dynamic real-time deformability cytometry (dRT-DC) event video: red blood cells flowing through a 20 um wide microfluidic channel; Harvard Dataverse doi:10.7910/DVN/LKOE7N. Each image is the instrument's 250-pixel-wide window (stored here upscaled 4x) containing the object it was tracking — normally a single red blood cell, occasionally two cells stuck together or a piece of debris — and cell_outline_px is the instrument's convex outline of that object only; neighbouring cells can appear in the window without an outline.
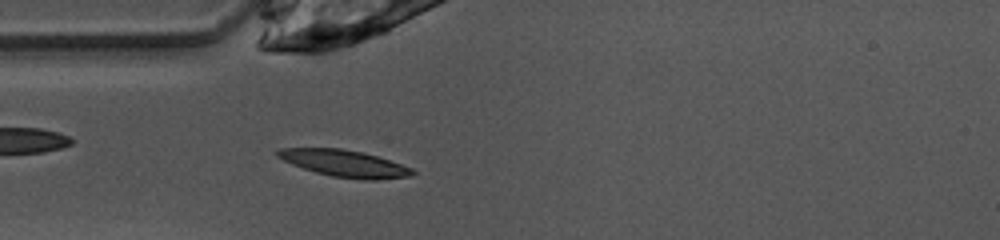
{"species": "common noctule bat (a hibernating species)", "species_latin": "Nyctalus noctula", "temperature_condition": "warm", "stored_images_in_passage": 38, "camera_frame_rate_fps": 3000, "um_per_image_px": 0.085, "animal": {"sex": "female", "body_mass_g": 10.0, "forearm_length_mm": 53.1}, "frame": {"image": 1, "passage_image": 3, "time_ms": 0.667, "image_size_px": [1000, 240], "cell_outline_px": [[416, 172], [412, 176], [376, 180], [364, 180], [332, 176], [316, 172], [292, 164], [276, 156], [276, 152], [280, 148], [340, 148], [364, 152], [412, 168]], "centroid_in_image_um": [29.3, 13.89], "position_along_channel_um": 55.7, "area_um2": 20.92}}
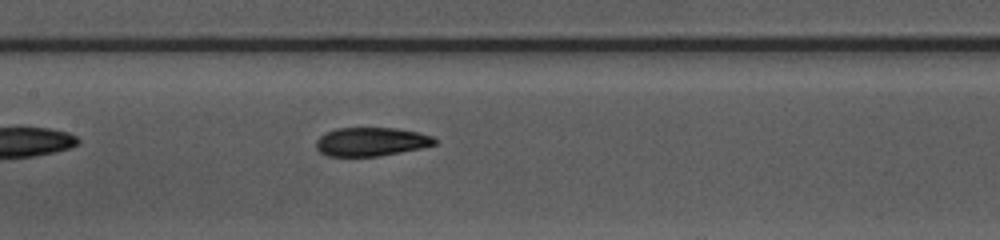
{"frame": {"image": 2, "passage_image": 12, "time_ms": 3.667, "image_size_px": [1000, 240], "cell_outline_px": [[436, 144], [420, 148], [380, 156], [328, 156], [320, 152], [316, 148], [316, 140], [324, 132], [336, 128], [396, 128], [416, 132], [432, 136], [436, 140]], "centroid_in_image_um": [31.51, 12.04], "position_along_channel_um": 175.9, "area_um2": 19.77}}
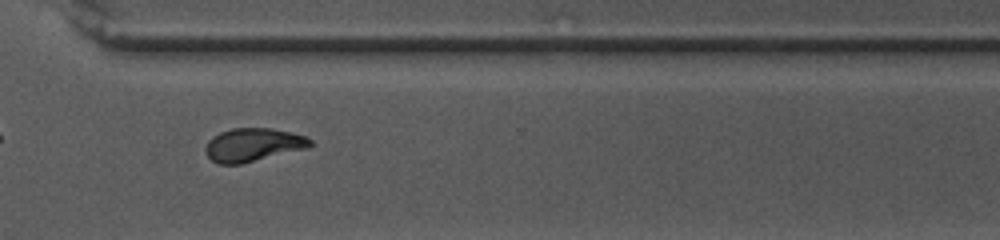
{"frame": {"image": 3, "passage_image": 25, "time_ms": 8.0, "image_size_px": [1000, 240], "cell_outline_px": [[312, 144], [308, 148], [240, 164], [220, 164], [212, 160], [204, 152], [204, 148], [208, 140], [212, 136], [220, 132], [232, 128], [272, 128], [304, 136], [312, 140]], "centroid_in_image_um": [21.47, 12.31], "position_along_channel_um": 349.1, "area_um2": 20.29}, "authors_computed_cell_mechanics": {"area_um2": 20.2589, "velocity_mm_per_s": 4.0112, "shape_relaxation_time_tau1_ms": 6.0152, "shape_relaxation_time_tau2_ms": 2.279, "deformation_change_tau1": 0.1823, "deformation_change_tau2": 0.0897}}